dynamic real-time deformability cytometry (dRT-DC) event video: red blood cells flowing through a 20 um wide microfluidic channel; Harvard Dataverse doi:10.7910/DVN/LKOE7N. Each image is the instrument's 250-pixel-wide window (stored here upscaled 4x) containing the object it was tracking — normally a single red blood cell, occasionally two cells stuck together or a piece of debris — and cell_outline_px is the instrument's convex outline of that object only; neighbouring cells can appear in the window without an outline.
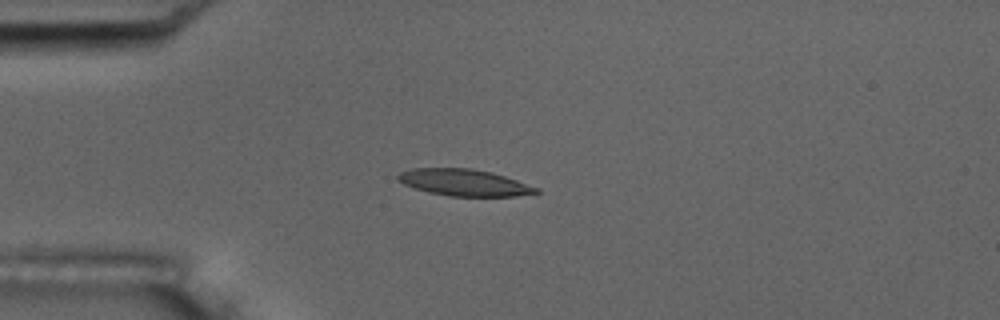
{"species": "common noctule bat (a hibernating species)", "species_latin": "Nyctalus noctula", "temperature_condition": "room temperature", "stored_images_in_passage": 8, "camera_frame_rate_fps": 3000, "um_per_image_px": 0.085, "animal": {"sex": "male", "body_mass_g": 17.5, "forearm_length_mm": 52.3}, "frame": {"image": 1, "passage_image": 5, "time_ms": 4.667, "image_size_px": [1000, 320], "cell_outline_px": [[540, 192], [516, 196], [448, 196], [428, 192], [404, 184], [396, 180], [396, 176], [400, 172], [412, 168], [472, 168], [492, 172], [540, 188]], "centroid_in_image_um": [39.44, 15.51], "position_along_channel_um": 45.6, "area_um2": 21.5}}